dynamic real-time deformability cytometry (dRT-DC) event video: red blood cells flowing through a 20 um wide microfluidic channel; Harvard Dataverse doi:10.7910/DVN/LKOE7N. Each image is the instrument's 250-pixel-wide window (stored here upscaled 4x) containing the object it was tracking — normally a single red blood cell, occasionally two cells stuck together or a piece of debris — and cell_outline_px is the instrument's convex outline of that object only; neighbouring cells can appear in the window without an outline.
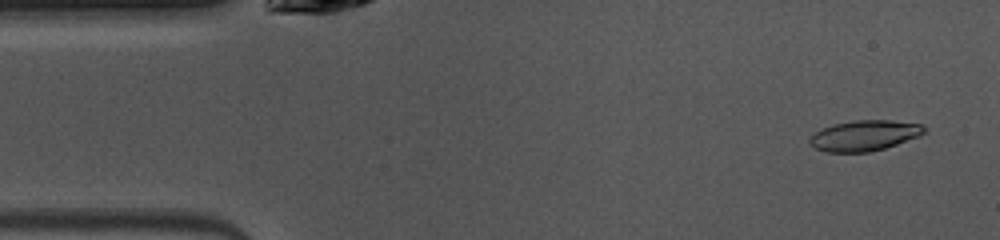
{"species": "common noctule bat (a hibernating species)", "species_latin": "Nyctalus noctula", "temperature_condition": "warm", "stored_images_in_passage": 47, "camera_frame_rate_fps": 3000, "um_per_image_px": 0.085, "animal": {"sex": "female", "body_mass_g": 10.0, "forearm_length_mm": 53.1}, "frame": {"image": 1, "passage_image": 2, "time_ms": 0.333, "image_size_px": [1000, 240], "cell_outline_px": [[924, 132], [920, 136], [884, 148], [868, 152], [824, 152], [808, 144], [808, 140], [816, 132], [824, 128], [836, 124], [852, 120], [892, 120], [920, 124], [924, 128]], "centroid_in_image_um": [73.45, 11.52], "position_along_channel_um": 11.5, "area_um2": 20.17}}
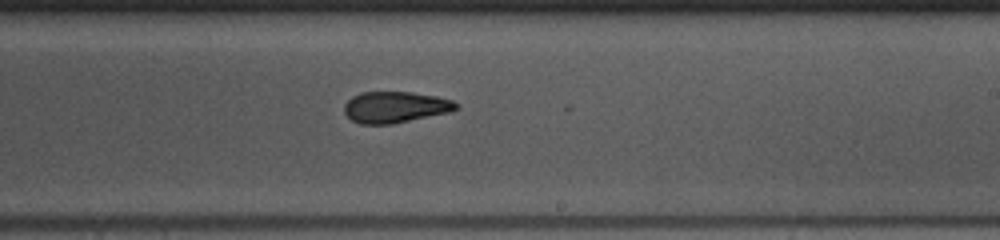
{"frame": {"image": 2, "passage_image": 26, "time_ms": 8.333, "image_size_px": [1000, 240], "cell_outline_px": [[456, 108], [448, 112], [392, 124], [360, 124], [352, 120], [344, 112], [344, 104], [352, 96], [360, 92], [412, 92], [436, 96], [452, 100], [456, 104]], "centroid_in_image_um": [33.53, 9.1], "position_along_channel_um": 255.5, "area_um2": 20.17}}
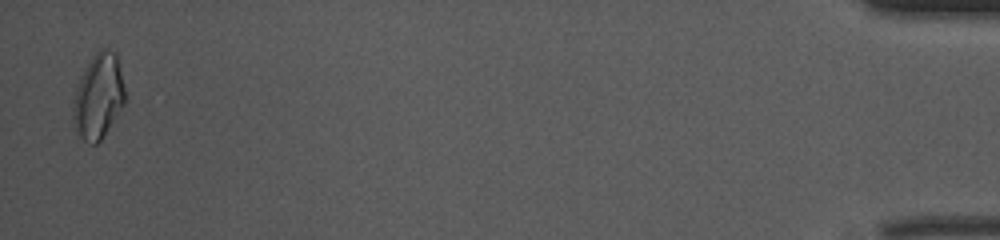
{"frame": {"image": 3, "passage_image": 46, "time_ms": 15.0, "image_size_px": [1000, 240], "cell_outline_px": [[124, 104], [100, 140], [96, 144], [88, 144], [80, 136], [72, 120], [72, 108], [80, 76], [92, 56], [100, 48], [108, 48], [116, 52], [124, 88]], "centroid_in_image_um": [8.35, 8.17], "position_along_channel_um": 426.9, "area_um2": 25.32}, "authors_computed_cell_mechanics": {"area_um2": 20.6924, "velocity_mm_per_s": 4.076, "shape_relaxation_time_tau1_ms": 10.1289, "shape_relaxation_time_tau2_ms": 2.7614, "deformation_change_tau1": 0.2325, "deformation_change_tau2": 0.1076}}